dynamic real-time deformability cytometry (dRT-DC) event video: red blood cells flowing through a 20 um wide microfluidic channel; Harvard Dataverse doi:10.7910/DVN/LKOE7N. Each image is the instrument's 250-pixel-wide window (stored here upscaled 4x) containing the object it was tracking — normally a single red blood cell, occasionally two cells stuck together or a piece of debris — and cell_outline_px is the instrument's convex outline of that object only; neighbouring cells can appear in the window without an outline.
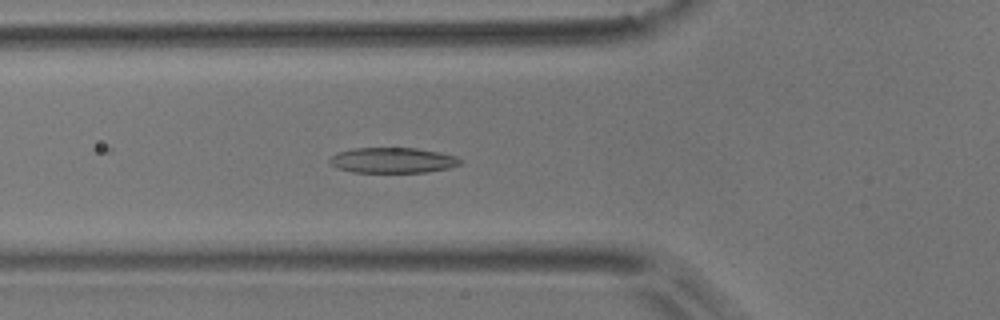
{"species": "common noctule bat (a hibernating species)", "species_latin": "Nyctalus noctula", "temperature_condition": "room temperature", "stored_images_in_passage": 32, "camera_frame_rate_fps": 3000, "um_per_image_px": 0.085, "animal": {"sex": "male", "body_mass_g": 17.9}, "frame": {"image": 1, "passage_image": 19, "time_ms": 6.0, "image_size_px": [1000, 320], "cell_outline_px": [[464, 160], [460, 164], [448, 168], [424, 172], [352, 172], [336, 168], [328, 160], [336, 152], [352, 148], [416, 148], [440, 152], [456, 156]], "centroid_in_image_um": [33.37, 13.62], "position_along_channel_um": 92.4, "area_um2": 19.42}}
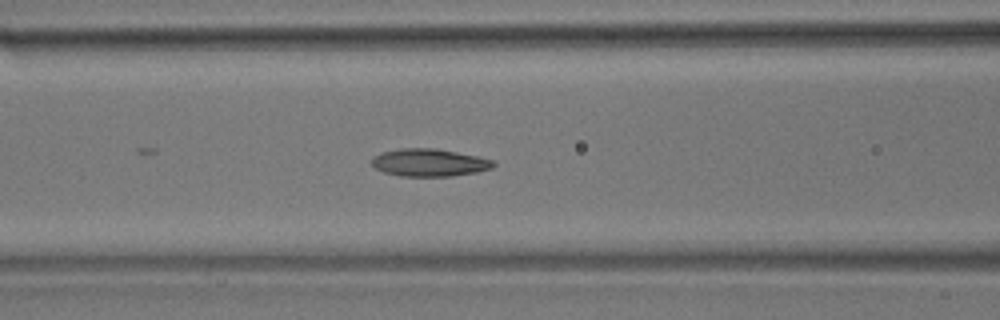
{"frame": {"image": 2, "passage_image": 22, "time_ms": 7.0, "image_size_px": [1000, 320], "cell_outline_px": [[496, 164], [492, 168], [476, 172], [452, 176], [400, 176], [384, 172], [376, 168], [372, 164], [372, 156], [380, 152], [400, 148], [436, 148], [476, 156], [492, 160]], "centroid_in_image_um": [36.46, 13.81], "position_along_channel_um": 130.1, "area_um2": 19.54}}
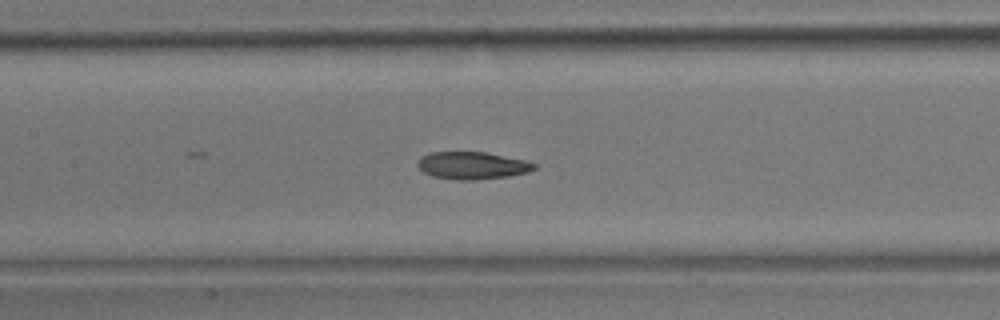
{"frame": {"image": 3, "passage_image": 25, "time_ms": 8.0, "image_size_px": [1000, 320], "cell_outline_px": [[536, 168], [528, 172], [508, 176], [476, 180], [456, 180], [432, 176], [424, 172], [416, 164], [420, 156], [428, 152], [484, 152], [524, 160], [536, 164]], "centroid_in_image_um": [40.1, 14.07], "position_along_channel_um": 167.3, "area_um2": 18.61}}